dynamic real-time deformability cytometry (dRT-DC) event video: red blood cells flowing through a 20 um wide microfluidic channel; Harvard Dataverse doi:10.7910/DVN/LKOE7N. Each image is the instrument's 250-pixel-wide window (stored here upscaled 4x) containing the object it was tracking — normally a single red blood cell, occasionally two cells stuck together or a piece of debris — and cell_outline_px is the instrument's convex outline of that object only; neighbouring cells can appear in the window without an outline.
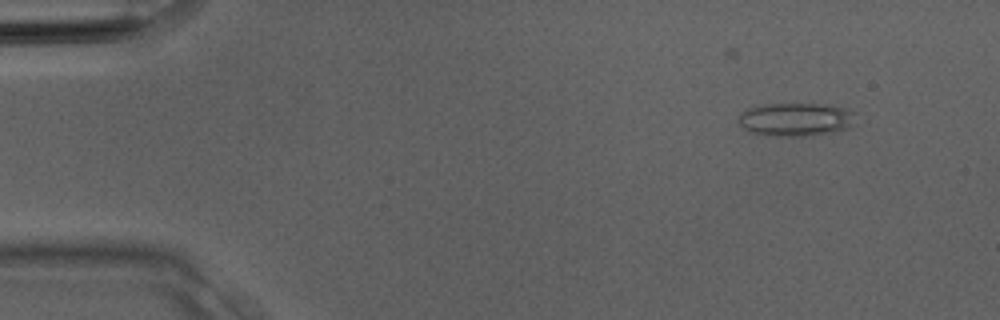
{"species": "Egyptian fruit bat (a non-hibernating species)", "species_latin": "Rousettus aegyptiacus", "temperature_condition": "room temperature", "stored_images_in_passage": 3, "camera_frame_rate_fps": 3000, "um_per_image_px": 0.085, "animal": {"sex": "male"}, "frame": {"image": 1, "passage_image": 1, "time_ms": 0.0, "image_size_px": [1000, 320], "cell_outline_px": [[856, 124], [848, 128], [836, 132], [808, 136], [768, 136], [748, 132], [740, 124], [740, 116], [748, 108], [764, 104], [832, 104], [844, 108], [852, 112]], "centroid_in_image_um": [67.68, 10.17], "position_along_channel_um": 17.3, "area_um2": 22.95}}